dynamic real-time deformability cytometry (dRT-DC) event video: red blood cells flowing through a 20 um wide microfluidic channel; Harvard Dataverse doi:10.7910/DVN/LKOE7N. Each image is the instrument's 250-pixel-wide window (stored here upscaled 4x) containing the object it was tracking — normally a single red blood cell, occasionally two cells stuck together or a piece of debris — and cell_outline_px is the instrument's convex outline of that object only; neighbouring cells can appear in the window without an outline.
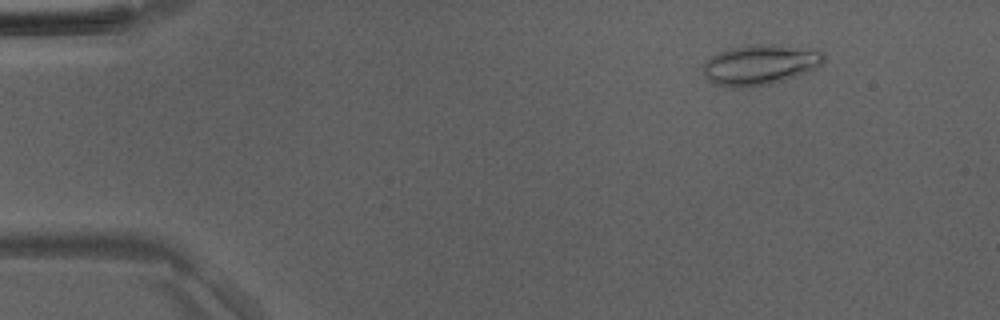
{"species": "Egyptian fruit bat (a non-hibernating species)", "species_latin": "Rousettus aegyptiacus", "temperature_condition": "room temperature", "stored_images_in_passage": 5, "camera_frame_rate_fps": 3000, "um_per_image_px": 0.085, "animal": {"sex": "male"}, "frame": {"image": 1, "passage_image": 2, "time_ms": 1.0, "image_size_px": [1000, 320], "cell_outline_px": [[824, 60], [812, 72], [772, 84], [740, 88], [732, 88], [716, 84], [704, 76], [704, 64], [712, 56], [720, 52], [752, 44], [772, 44], [824, 52]], "centroid_in_image_um": [64.64, 5.53], "position_along_channel_um": 20.4, "area_um2": 28.03}}